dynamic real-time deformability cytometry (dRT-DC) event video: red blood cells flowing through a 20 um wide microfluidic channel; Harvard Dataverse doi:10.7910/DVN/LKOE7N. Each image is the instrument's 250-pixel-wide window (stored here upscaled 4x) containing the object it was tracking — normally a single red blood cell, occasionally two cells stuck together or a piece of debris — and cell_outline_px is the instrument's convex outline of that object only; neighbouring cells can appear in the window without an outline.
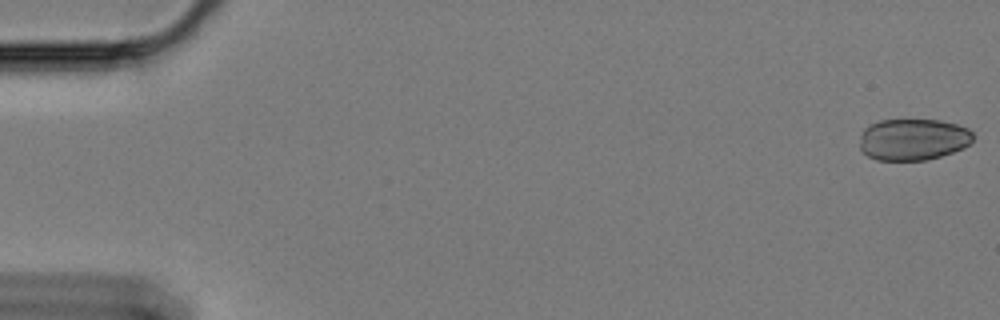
{"species": "Egyptian fruit bat (a non-hibernating species)", "species_latin": "Rousettus aegyptiacus", "temperature_condition": "cold", "stored_images_in_passage": 17, "camera_frame_rate_fps": 3000, "um_per_image_px": 0.085, "animal": {"sex": "female"}, "frame": {"image": 1, "passage_image": 1, "time_ms": 0.0, "image_size_px": [1000, 320], "cell_outline_px": [[972, 140], [964, 148], [940, 156], [924, 160], [876, 160], [868, 156], [860, 148], [860, 136], [864, 128], [868, 124], [880, 120], [940, 120], [956, 124], [968, 128], [972, 132]], "centroid_in_image_um": [77.59, 11.84], "position_along_channel_um": 7.4, "area_um2": 27.51}}
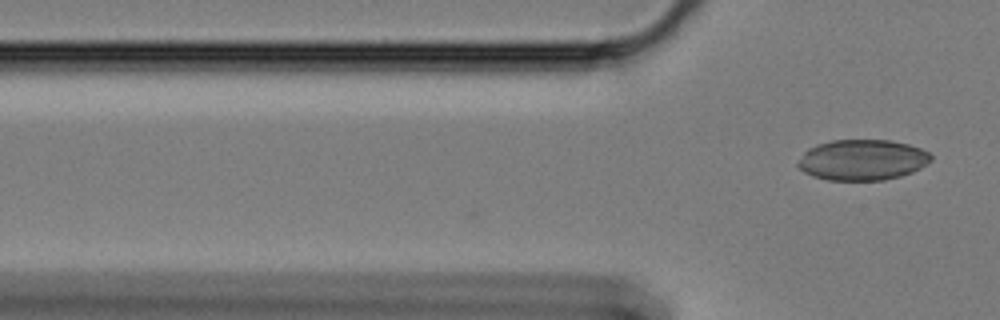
{"frame": {"image": 2, "passage_image": 17, "time_ms": 5.333, "image_size_px": [1000, 320], "cell_outline_px": [[932, 160], [920, 168], [912, 172], [900, 176], [884, 180], [828, 180], [812, 176], [804, 172], [796, 164], [804, 152], [808, 148], [816, 144], [832, 140], [892, 140], [908, 144], [920, 148], [928, 152], [932, 156]], "centroid_in_image_um": [73.29, 13.59], "position_along_channel_um": 52.5, "area_um2": 31.67}}